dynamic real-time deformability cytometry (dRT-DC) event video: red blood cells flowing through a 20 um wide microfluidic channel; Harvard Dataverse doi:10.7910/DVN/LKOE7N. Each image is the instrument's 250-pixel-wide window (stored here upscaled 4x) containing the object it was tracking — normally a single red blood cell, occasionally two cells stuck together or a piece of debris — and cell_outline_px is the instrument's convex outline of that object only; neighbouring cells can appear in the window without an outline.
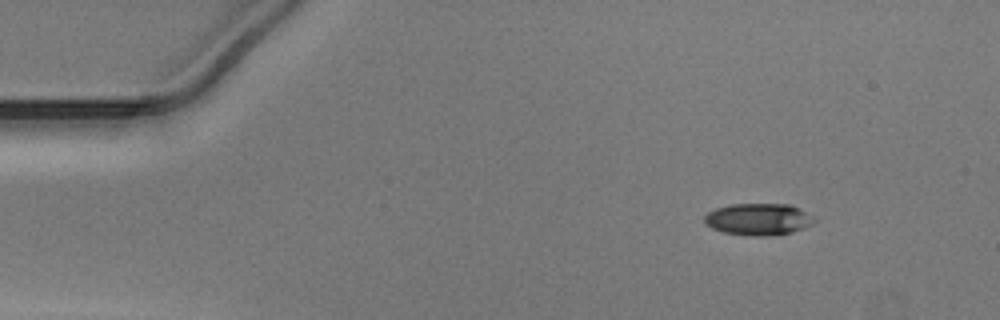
{"species": "Egyptian fruit bat (a non-hibernating species)", "species_latin": "Rousettus aegyptiacus", "temperature_condition": "warm", "stored_images_in_passage": 45, "camera_frame_rate_fps": 3000, "um_per_image_px": 0.085, "animal": {"sex": "male"}, "frame": {"image": 1, "passage_image": 1, "time_ms": 0.0, "image_size_px": [1000, 320], "cell_outline_px": [[816, 220], [812, 224], [804, 228], [792, 232], [776, 236], [752, 236], [724, 232], [712, 228], [704, 224], [704, 216], [708, 212], [716, 208], [728, 204], [792, 204]], "centroid_in_image_um": [64.43, 18.64], "position_along_channel_um": 20.6, "area_um2": 20.46}}
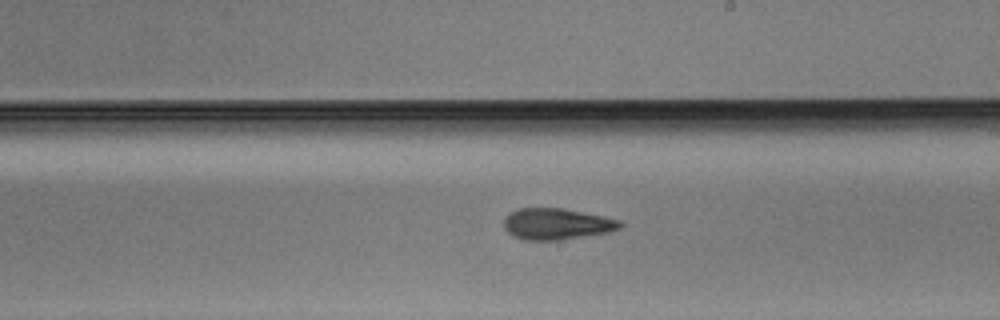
{"frame": {"image": 2, "passage_image": 24, "time_ms": 7.667, "image_size_px": [1000, 320], "cell_outline_px": [[624, 224], [620, 228], [608, 232], [556, 240], [524, 240], [512, 236], [504, 228], [504, 216], [508, 212], [520, 208], [564, 208], [604, 216], [620, 220]], "centroid_in_image_um": [47.28, 19.02], "position_along_channel_um": 241.7, "area_um2": 21.27}}
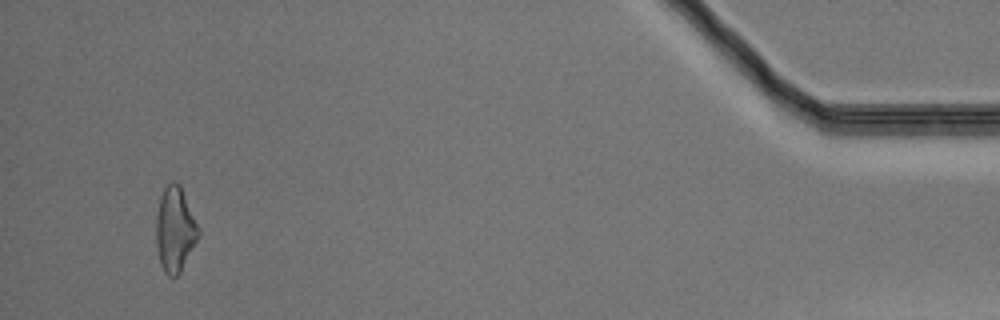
{"frame": {"image": 3, "passage_image": 43, "time_ms": 14.0, "image_size_px": [1000, 320], "cell_outline_px": [[200, 232], [180, 272], [176, 276], [168, 276], [164, 272], [160, 264], [156, 244], [156, 216], [160, 196], [164, 188], [172, 180], [176, 180], [180, 184], [200, 228]], "centroid_in_image_um": [14.86, 19.46], "position_along_channel_um": 420.3, "area_um2": 20.92}}